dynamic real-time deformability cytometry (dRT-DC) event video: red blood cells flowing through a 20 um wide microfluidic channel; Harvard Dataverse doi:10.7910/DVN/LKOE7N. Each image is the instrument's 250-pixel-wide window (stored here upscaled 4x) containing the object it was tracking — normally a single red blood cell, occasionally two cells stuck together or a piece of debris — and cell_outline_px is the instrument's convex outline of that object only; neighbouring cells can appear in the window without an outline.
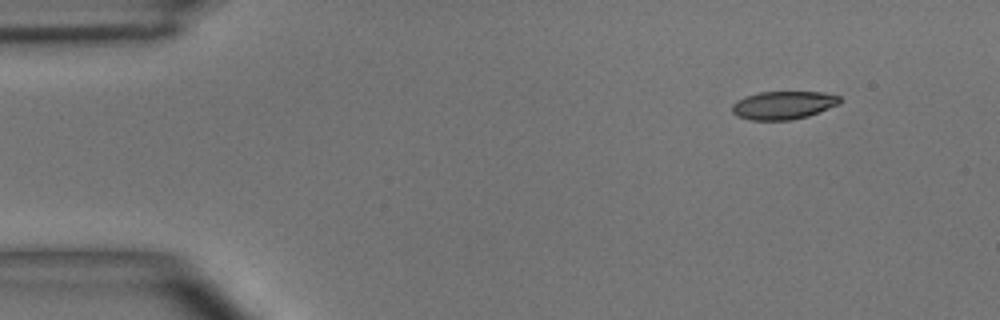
{"species": "common noctule bat (a hibernating species)", "species_latin": "Nyctalus noctula", "temperature_condition": "room temperature", "stored_images_in_passage": 4, "segment_of_instrument_passage": [2, 2], "camera_frame_rate_fps": 3000, "um_per_image_px": 0.085, "animal": {"sex": "male", "body_mass_g": 15.6}, "frame": {"image": 1, "passage_image": 4, "time_ms": 4.667, "image_size_px": [1000, 320], "cell_outline_px": [[840, 104], [808, 116], [792, 120], [752, 120], [736, 116], [732, 112], [732, 104], [736, 100], [760, 92], [820, 92], [840, 96]], "centroid_in_image_um": [66.57, 8.95], "position_along_channel_um": 18.4, "area_um2": 17.63}}